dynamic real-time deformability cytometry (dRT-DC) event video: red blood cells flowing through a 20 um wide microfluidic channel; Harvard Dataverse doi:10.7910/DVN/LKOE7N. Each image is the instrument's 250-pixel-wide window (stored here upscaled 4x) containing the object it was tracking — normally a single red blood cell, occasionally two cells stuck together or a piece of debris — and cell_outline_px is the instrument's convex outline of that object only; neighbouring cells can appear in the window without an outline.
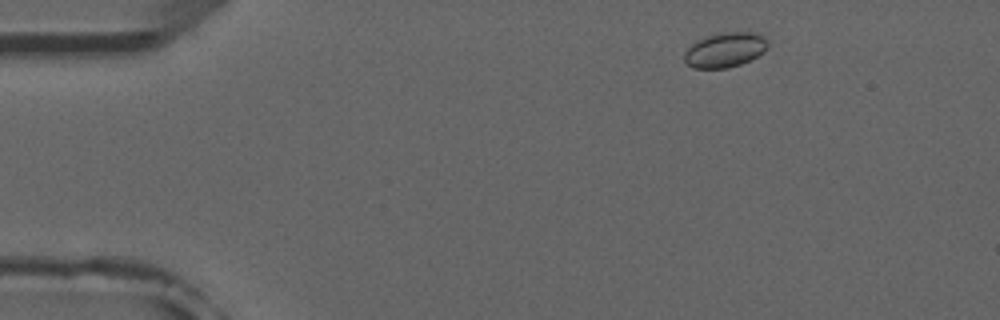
{"species": "common noctule bat (a hibernating species)", "species_latin": "Nyctalus noctula", "temperature_condition": "room temperature", "stored_images_in_passage": 4, "camera_frame_rate_fps": 3000, "um_per_image_px": 0.085, "animal": {"sex": "male", "forearm_length_mm": 52.5}, "frame": {"image": 1, "passage_image": 2, "time_ms": 1.0, "image_size_px": [1000, 320], "cell_outline_px": [[768, 44], [764, 52], [740, 64], [728, 68], [692, 68], [684, 60], [684, 52], [696, 40], [704, 36], [720, 32], [760, 32], [768, 36]], "centroid_in_image_um": [61.65, 4.21], "position_along_channel_um": 23.3, "area_um2": 17.22}}